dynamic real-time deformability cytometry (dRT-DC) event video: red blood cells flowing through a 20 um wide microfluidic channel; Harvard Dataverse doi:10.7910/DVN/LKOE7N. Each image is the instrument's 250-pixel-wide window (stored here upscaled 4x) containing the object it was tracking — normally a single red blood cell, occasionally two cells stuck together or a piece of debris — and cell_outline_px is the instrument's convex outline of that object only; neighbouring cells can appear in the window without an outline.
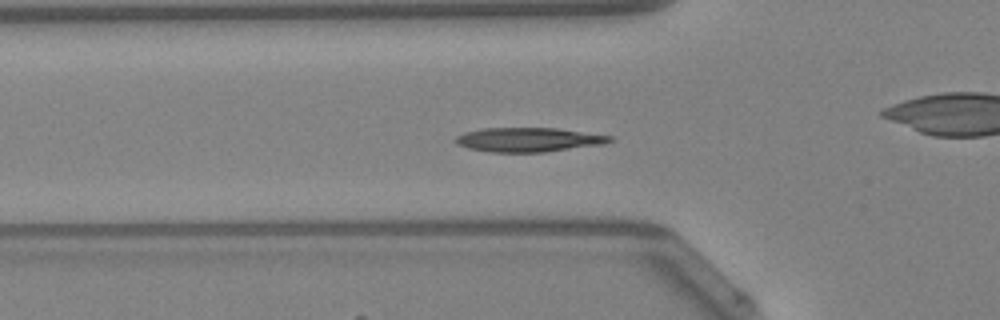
{"species": "Egyptian fruit bat (a non-hibernating species)", "species_latin": "Rousettus aegyptiacus", "temperature_condition": "warm", "stored_images_in_passage": 40, "camera_frame_rate_fps": 3000, "um_per_image_px": 0.085, "animal": {"sex": "female"}, "frame": {"image": 1, "passage_image": 7, "time_ms": 2.0, "image_size_px": [1000, 320], "cell_outline_px": [[616, 140], [604, 144], [544, 152], [492, 152], [468, 148], [456, 144], [452, 140], [456, 136], [464, 132], [480, 128], [556, 128], [612, 136]], "centroid_in_image_um": [44.9, 11.87], "position_along_channel_um": 80.9, "area_um2": 21.91}, "authors_computed_cell_mechanics": {"area_um2": 20.8369, "velocity_mm_per_s": 4.2256, "shape_relaxation_time_tau1_ms": 4.1467, "shape_relaxation_time_tau2_ms": 4.0151, "deformation_change_tau1": 0.1554, "deformation_change_tau2": 0.083}}